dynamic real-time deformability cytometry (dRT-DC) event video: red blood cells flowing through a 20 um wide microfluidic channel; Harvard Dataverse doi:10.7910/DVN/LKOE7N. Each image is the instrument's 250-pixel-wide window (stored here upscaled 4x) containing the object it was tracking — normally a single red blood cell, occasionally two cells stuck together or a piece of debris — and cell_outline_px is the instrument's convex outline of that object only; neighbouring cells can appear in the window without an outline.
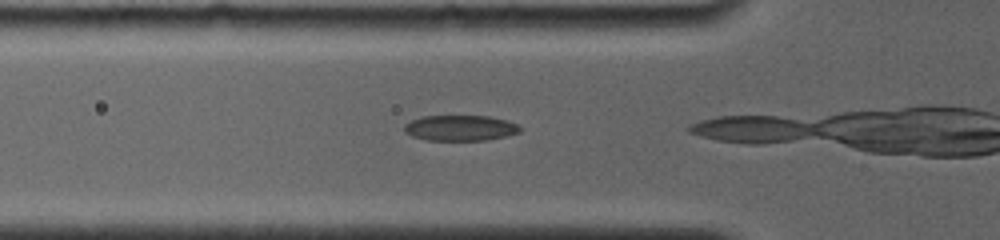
{"species": "common noctule bat (a hibernating species)", "species_latin": "Nyctalus noctula", "temperature_condition": "room temperature", "stored_images_in_passage": 3, "camera_frame_rate_fps": 4000, "um_per_image_px": 0.085, "animal": {"sex": "female", "body_mass_g": 19.0, "forearm_length_mm": 56.7}, "frame": {"image": 1, "passage_image": 2, "time_ms": 0.25, "image_size_px": [1000, 240], "cell_outline_px": [[524, 128], [520, 132], [508, 136], [488, 140], [428, 140], [412, 136], [404, 132], [404, 124], [412, 120], [424, 116], [488, 116], [508, 120]], "centroid_in_image_um": [39.17, 10.88], "position_along_channel_um": 86.6, "area_um2": 17.4}}